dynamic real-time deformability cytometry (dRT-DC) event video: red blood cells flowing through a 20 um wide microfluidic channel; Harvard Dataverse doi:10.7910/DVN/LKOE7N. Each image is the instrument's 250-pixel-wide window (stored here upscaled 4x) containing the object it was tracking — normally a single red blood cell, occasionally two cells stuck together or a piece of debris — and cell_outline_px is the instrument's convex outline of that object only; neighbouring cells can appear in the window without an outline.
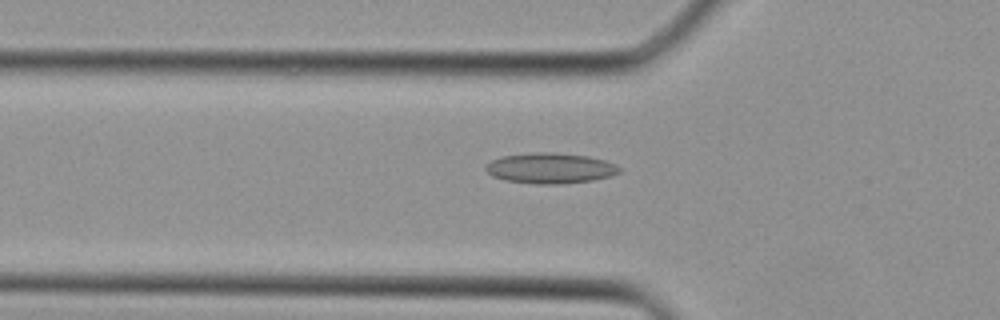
{"species": "Egyptian fruit bat (a non-hibernating species)", "species_latin": "Rousettus aegyptiacus", "temperature_condition": "cold", "stored_images_in_passage": 27, "camera_frame_rate_fps": 3000, "um_per_image_px": 0.085, "animal": {"sex": "female"}, "frame": {"image": 1, "passage_image": 4, "time_ms": 1.0, "image_size_px": [1000, 320], "cell_outline_px": [[620, 172], [612, 176], [592, 180], [560, 184], [536, 184], [504, 180], [492, 176], [484, 168], [492, 160], [500, 156], [532, 152], [552, 152], [588, 156], [604, 160], [616, 164], [620, 168]], "centroid_in_image_um": [46.77, 14.29], "position_along_channel_um": 79.0, "area_um2": 23.87}}
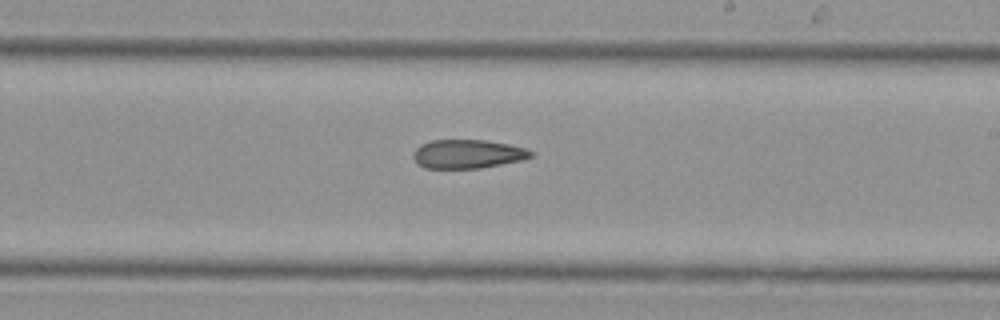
{"frame": {"image": 2, "passage_image": 14, "time_ms": 4.333, "image_size_px": [1000, 320], "cell_outline_px": [[532, 156], [520, 160], [480, 168], [424, 168], [416, 164], [412, 156], [412, 152], [420, 144], [432, 140], [484, 140], [508, 144], [524, 148], [532, 152]], "centroid_in_image_um": [39.66, 13.09], "position_along_channel_um": 249.3, "area_um2": 19.65}}
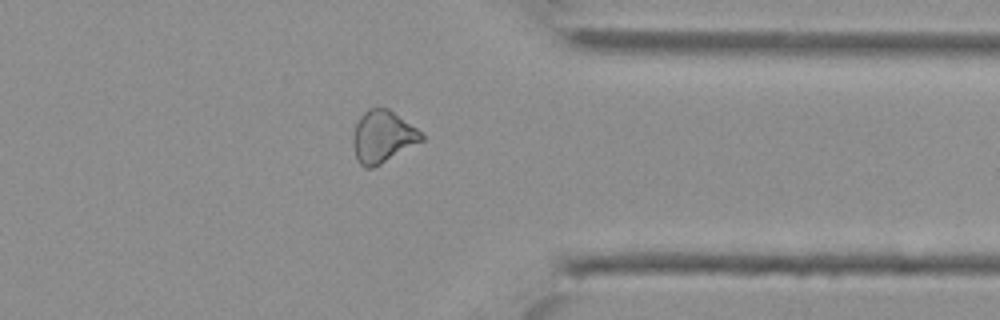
{"frame": {"image": 3, "passage_image": 22, "time_ms": 7.0, "image_size_px": [1000, 320], "cell_outline_px": [[424, 140], [380, 164], [372, 168], [364, 168], [360, 164], [356, 156], [352, 144], [352, 136], [356, 124], [360, 116], [368, 108], [388, 108], [416, 128], [424, 136]], "centroid_in_image_um": [32.5, 11.62], "position_along_channel_um": 378.9, "area_um2": 20.58}}